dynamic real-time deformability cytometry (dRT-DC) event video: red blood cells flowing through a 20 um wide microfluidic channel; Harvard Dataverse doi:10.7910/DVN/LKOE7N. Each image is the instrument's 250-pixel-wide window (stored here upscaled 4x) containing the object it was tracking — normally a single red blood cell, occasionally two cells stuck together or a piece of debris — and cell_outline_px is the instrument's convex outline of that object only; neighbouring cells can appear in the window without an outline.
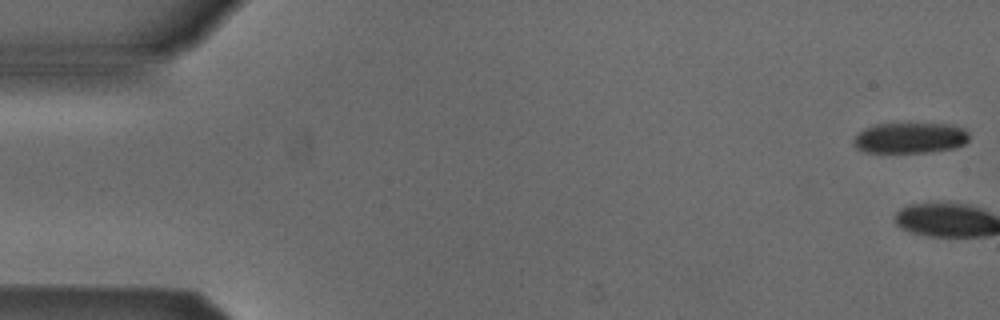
{"species": "Egyptian fruit bat (a non-hibernating species)", "species_latin": "Rousettus aegyptiacus", "temperature_condition": "cold", "stored_images_in_passage": 8, "segment_of_instrument_passage": [1, 2], "camera_frame_rate_fps": 3000, "um_per_image_px": 0.085, "animal": {"sex": "male"}, "frame": {"image": 1, "passage_image": 1, "time_ms": 0.0, "image_size_px": [1000, 320], "cell_outline_px": [[968, 140], [964, 144], [956, 148], [932, 152], [864, 152], [856, 148], [852, 144], [852, 140], [860, 132], [876, 124], [952, 124], [964, 128], [968, 132]], "centroid_in_image_um": [77.39, 11.73], "position_along_channel_um": 7.6, "area_um2": 20.69}}
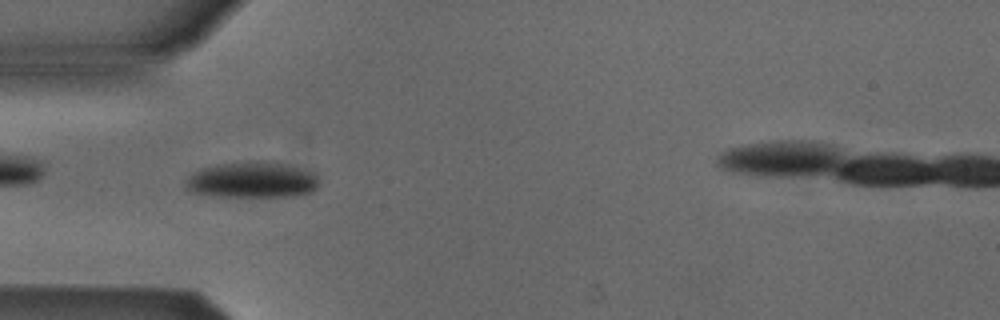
{"frame": {"image": 2, "passage_image": 6, "time_ms": 1.667, "image_size_px": [1000, 320], "cell_outline_px": [[320, 184], [312, 192], [292, 196], [212, 196], [188, 192], [184, 188], [184, 180], [188, 176], [200, 168], [216, 164], [280, 164], [300, 168], [316, 172]], "centroid_in_image_um": [21.38, 15.35], "position_along_channel_um": 63.6, "area_um2": 27.46}}